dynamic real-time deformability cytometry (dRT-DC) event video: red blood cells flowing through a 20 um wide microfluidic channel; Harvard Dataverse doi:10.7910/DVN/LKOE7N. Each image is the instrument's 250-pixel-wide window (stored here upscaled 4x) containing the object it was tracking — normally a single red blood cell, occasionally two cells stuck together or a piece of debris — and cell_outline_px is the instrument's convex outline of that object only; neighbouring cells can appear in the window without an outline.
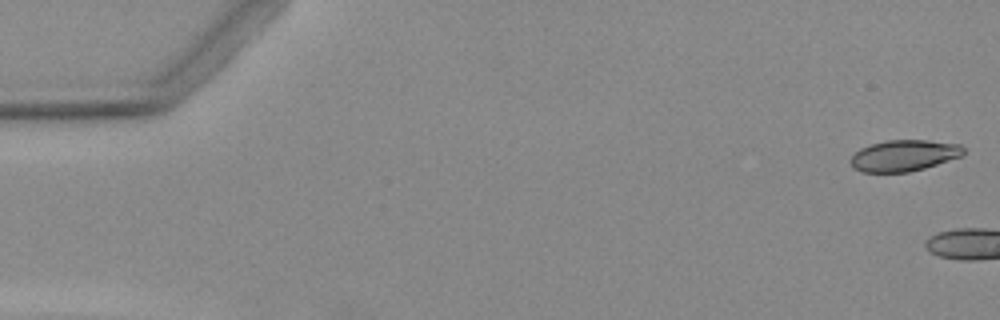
{"species": "Egyptian fruit bat (a non-hibernating species)", "species_latin": "Rousettus aegyptiacus", "temperature_condition": "warm", "stored_images_in_passage": 4, "camera_frame_rate_fps": 3000, "um_per_image_px": 0.085, "animal": {"sex": "female"}, "frame": {"image": 1, "passage_image": 1, "time_ms": 0.0, "image_size_px": [1000, 320], "cell_outline_px": [[964, 156], [924, 168], [908, 172], [860, 172], [852, 168], [852, 156], [860, 148], [872, 144], [888, 140], [924, 140], [960, 144], [964, 148]], "centroid_in_image_um": [76.86, 13.23], "position_along_channel_um": 8.1, "area_um2": 20.52}}